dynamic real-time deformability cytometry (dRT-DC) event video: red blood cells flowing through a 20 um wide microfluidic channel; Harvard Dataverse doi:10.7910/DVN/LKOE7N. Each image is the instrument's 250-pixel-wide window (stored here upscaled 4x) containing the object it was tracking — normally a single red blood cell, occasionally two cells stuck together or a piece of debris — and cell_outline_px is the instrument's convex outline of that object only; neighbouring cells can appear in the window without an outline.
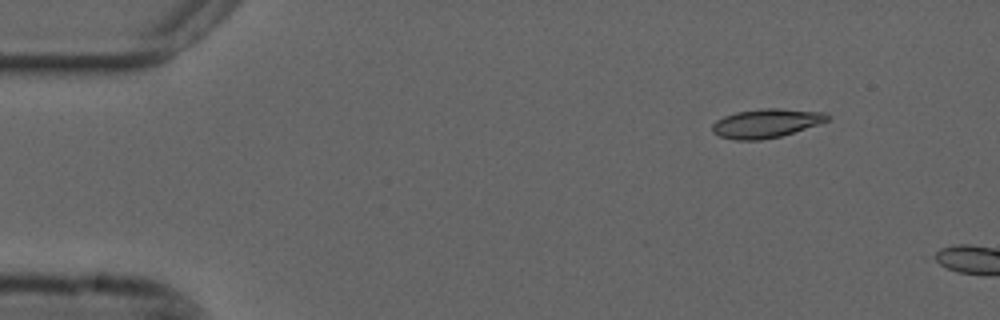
{"species": "common noctule bat (a hibernating species)", "species_latin": "Nyctalus noctula", "temperature_condition": "cold", "stored_images_in_passage": 4, "camera_frame_rate_fps": 3000, "um_per_image_px": 0.085, "animal": {"sex": "male", "forearm_length_mm": 52.5}, "frame": {"image": 1, "passage_image": 1, "time_ms": 0.0, "image_size_px": [1000, 320], "cell_outline_px": [[832, 116], [828, 120], [780, 136], [760, 140], [736, 140], [720, 136], [712, 132], [712, 124], [716, 120], [724, 116], [736, 112], [760, 108], [780, 108], [824, 112]], "centroid_in_image_um": [65.09, 10.46], "position_along_channel_um": 19.9, "area_um2": 19.25}}